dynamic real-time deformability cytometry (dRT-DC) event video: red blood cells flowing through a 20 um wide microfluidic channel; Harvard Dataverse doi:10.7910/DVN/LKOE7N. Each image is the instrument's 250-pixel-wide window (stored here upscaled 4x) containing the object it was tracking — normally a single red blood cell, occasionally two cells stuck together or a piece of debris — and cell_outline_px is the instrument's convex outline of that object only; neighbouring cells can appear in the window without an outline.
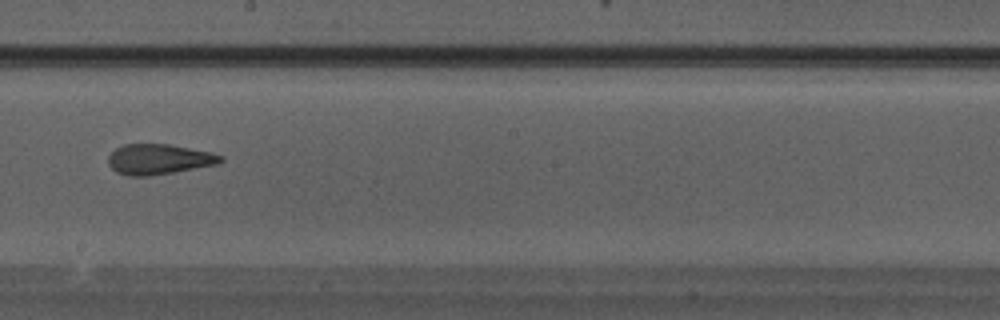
{"species": "Egyptian fruit bat (a non-hibernating species)", "species_latin": "Rousettus aegyptiacus", "temperature_condition": "warm", "stored_images_in_passage": 34, "camera_frame_rate_fps": 3000, "um_per_image_px": 0.085, "animal": {"sex": "male"}, "frame": {"image": 1, "passage_image": 20, "time_ms": 6.333, "image_size_px": [1000, 320], "cell_outline_px": [[224, 160], [220, 164], [148, 176], [128, 176], [116, 172], [108, 164], [108, 156], [116, 148], [124, 144], [168, 144], [212, 152], [224, 156]], "centroid_in_image_um": [13.52, 13.53], "position_along_channel_um": 234.7, "area_um2": 19.94}}